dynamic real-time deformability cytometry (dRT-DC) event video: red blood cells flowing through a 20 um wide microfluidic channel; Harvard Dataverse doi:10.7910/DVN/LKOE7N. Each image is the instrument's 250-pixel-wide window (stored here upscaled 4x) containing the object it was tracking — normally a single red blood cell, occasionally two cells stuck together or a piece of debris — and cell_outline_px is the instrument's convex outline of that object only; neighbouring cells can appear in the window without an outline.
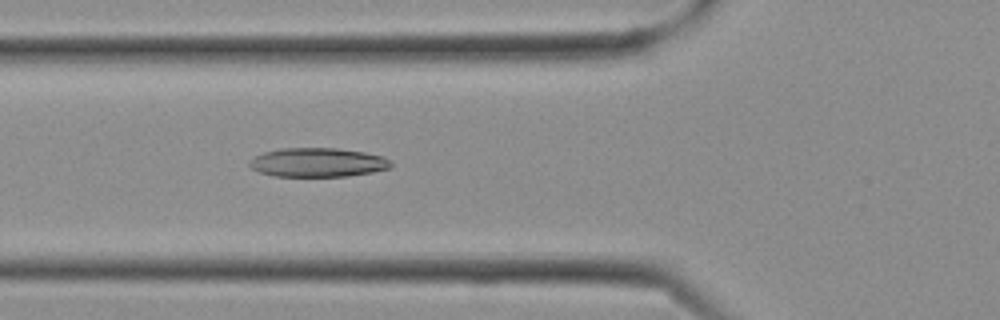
{"species": "Egyptian fruit bat (a non-hibernating species)", "species_latin": "Rousettus aegyptiacus", "temperature_condition": "cold", "stored_images_in_passage": 10, "camera_frame_rate_fps": 3000, "um_per_image_px": 0.085, "frame": {"image": 1, "passage_image": 10, "time_ms": 3.0, "image_size_px": [1000, 320], "cell_outline_px": [[392, 168], [372, 172], [348, 176], [272, 176], [260, 172], [252, 168], [248, 164], [256, 156], [264, 152], [280, 148], [336, 148], [364, 152], [380, 156], [388, 160], [392, 164]], "centroid_in_image_um": [27.01, 13.81], "position_along_channel_um": 98.8, "area_um2": 23.76}}